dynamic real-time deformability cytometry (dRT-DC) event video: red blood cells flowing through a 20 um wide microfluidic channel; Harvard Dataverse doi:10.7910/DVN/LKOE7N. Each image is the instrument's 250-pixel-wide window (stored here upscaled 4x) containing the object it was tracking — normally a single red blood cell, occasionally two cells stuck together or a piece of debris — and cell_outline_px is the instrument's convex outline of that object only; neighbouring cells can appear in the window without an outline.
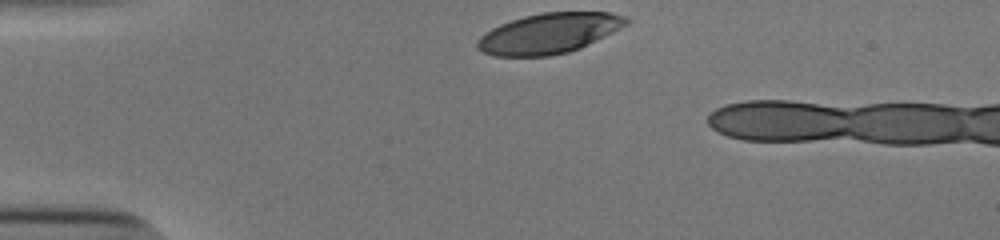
{"species": "human", "species_latin": "Homo sapiens", "temperature_condition": "cold", "stored_images_in_passage": 32, "camera_frame_rate_fps": 3000, "um_per_image_px": 0.085, "donor": {"sex": "male"}, "frame": {"image": 1, "passage_image": 1, "time_ms": 0.0, "image_size_px": [1000, 240], "cell_outline_px": [[632, 20], [628, 24], [580, 48], [568, 52], [552, 56], [492, 56], [476, 48], [476, 40], [484, 32], [500, 24], [524, 16], [540, 12], [612, 12], [628, 16]], "centroid_in_image_um": [46.66, 2.83], "position_along_channel_um": 38.3, "area_um2": 35.2}}
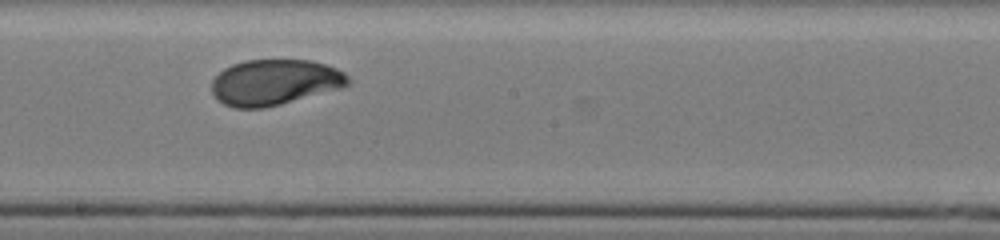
{"frame": {"image": 2, "passage_image": 19, "time_ms": 6.0, "image_size_px": [1000, 240], "cell_outline_px": [[352, 80], [348, 84], [340, 88], [280, 104], [264, 108], [236, 108], [224, 104], [212, 92], [212, 80], [224, 68], [232, 64], [244, 60], [308, 60], [324, 64], [336, 68], [344, 72]], "centroid_in_image_um": [23.34, 6.98], "position_along_channel_um": 224.9, "area_um2": 36.07}}
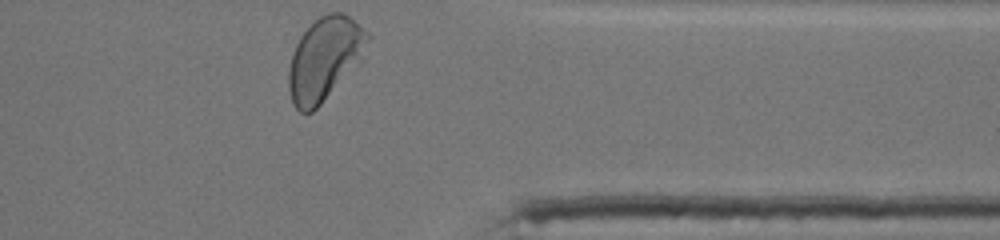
{"frame": {"image": 3, "passage_image": 32, "time_ms": 10.333, "image_size_px": [1000, 240], "cell_outline_px": [[372, 36], [360, 64], [312, 112], [300, 112], [292, 104], [288, 88], [288, 68], [296, 44], [300, 36], [320, 16], [328, 12], [340, 12], [348, 16], [368, 32]], "centroid_in_image_um": [27.62, 5.01], "position_along_channel_um": 383.8, "area_um2": 38.32}, "authors_computed_cell_mechanics": {"area_um2": 36.5585, "velocity_mm_per_s": 3.8548, "shape_relaxation_time_tau1_ms": 3.1475, "shape_relaxation_time_tau2_ms": null, "deformation_change_tau1": 0.1724, "deformation_change_tau2": null}}